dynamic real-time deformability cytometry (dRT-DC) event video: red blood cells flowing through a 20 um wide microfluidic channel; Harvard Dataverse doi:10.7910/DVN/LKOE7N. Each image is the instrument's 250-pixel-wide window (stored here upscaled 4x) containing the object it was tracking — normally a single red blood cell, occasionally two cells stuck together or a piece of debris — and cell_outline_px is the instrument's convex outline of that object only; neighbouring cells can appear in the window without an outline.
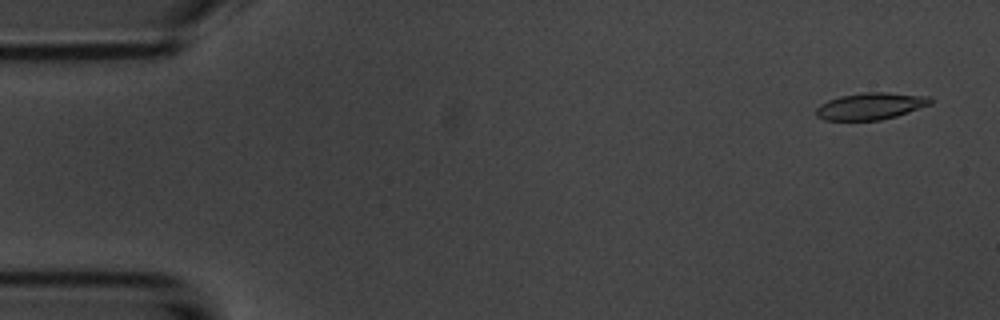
{"species": "common noctule bat (a hibernating species)", "species_latin": "Nyctalus noctula", "temperature_condition": "room temperature", "stored_images_in_passage": 52, "camera_frame_rate_fps": 3000, "um_per_image_px": 0.085, "animal": {"sex": "male", "body_mass_g": 20.1, "forearm_length_mm": 53.5}, "frame": {"image": 1, "passage_image": 3, "time_ms": 0.667, "image_size_px": [1000, 320], "cell_outline_px": [[932, 104], [896, 116], [880, 120], [824, 120], [816, 116], [816, 108], [820, 104], [828, 100], [840, 96], [864, 92], [888, 92], [928, 96], [932, 100]], "centroid_in_image_um": [73.99, 9.01], "position_along_channel_um": 11.0, "area_um2": 17.92}}
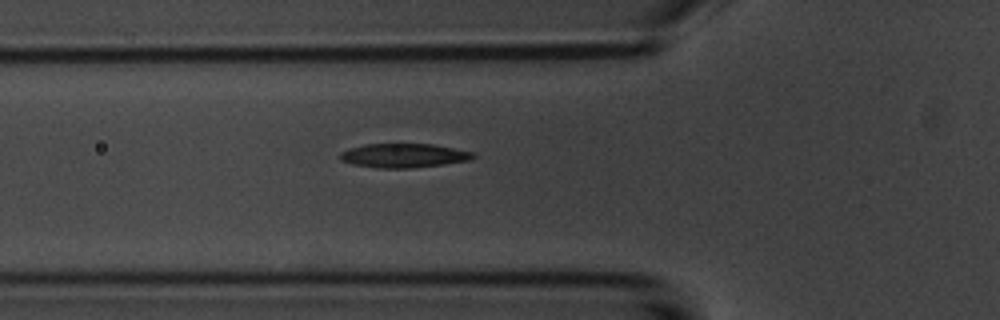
{"frame": {"image": 2, "passage_image": 19, "time_ms": 6.0, "image_size_px": [1000, 320], "cell_outline_px": [[476, 156], [472, 160], [444, 164], [412, 168], [380, 168], [352, 164], [340, 160], [340, 152], [348, 148], [364, 144], [432, 144], [476, 152]], "centroid_in_image_um": [34.34, 13.22], "position_along_channel_um": 91.5, "area_um2": 18.84}}
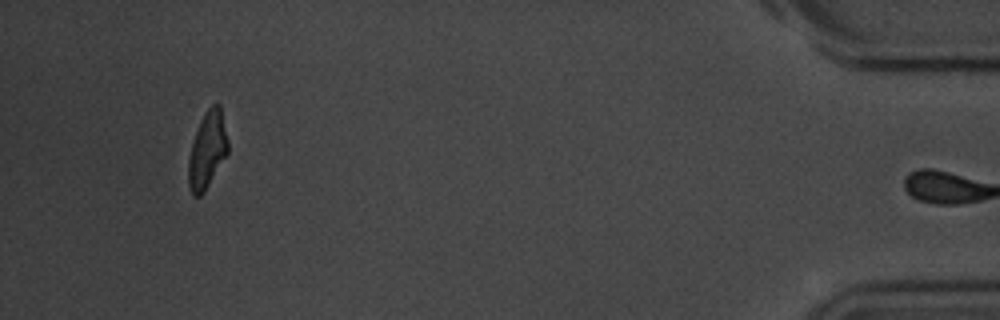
{"frame": {"image": 3, "passage_image": 51, "time_ms": 16.667, "image_size_px": [1000, 320], "cell_outline_px": [[228, 152], [204, 192], [200, 196], [192, 196], [188, 188], [188, 160], [192, 144], [200, 120], [204, 112], [216, 100], [220, 104], [228, 140]], "centroid_in_image_um": [17.61, 12.73], "position_along_channel_um": 417.6, "area_um2": 17.74}, "authors_computed_cell_mechanics": {"area_um2": 18.5538, "velocity_mm_per_s": 3.7259, "shape_relaxation_time_tau1_ms": 4.4362, "shape_relaxation_time_tau2_ms": 2.8813, "deformation_change_tau1": 0.1637, "deformation_change_tau2": 0.1046}}